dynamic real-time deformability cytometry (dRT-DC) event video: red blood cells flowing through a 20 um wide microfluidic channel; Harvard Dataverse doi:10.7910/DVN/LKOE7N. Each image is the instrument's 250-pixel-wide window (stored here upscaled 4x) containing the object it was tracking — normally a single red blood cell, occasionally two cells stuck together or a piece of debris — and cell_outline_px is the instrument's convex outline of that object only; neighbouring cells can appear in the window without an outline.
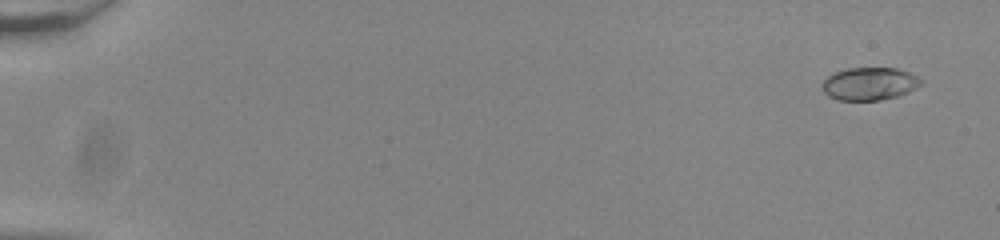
{"species": "common noctule bat (a hibernating species)", "species_latin": "Nyctalus noctula", "temperature_condition": "room temperature", "stored_images_in_passage": 55, "camera_frame_rate_fps": 3000, "um_per_image_px": 0.085, "animal": {"sex": "male", "body_mass_g": 20.0, "forearm_length_mm": 53.3}, "frame": {"image": 1, "passage_image": 3, "time_ms": 0.667, "image_size_px": [1000, 240], "cell_outline_px": [[924, 84], [908, 92], [896, 96], [880, 100], [840, 100], [828, 96], [824, 92], [824, 80], [828, 76], [836, 72], [848, 68], [900, 68], [924, 80]], "centroid_in_image_um": [73.97, 7.11], "position_along_channel_um": 11.0, "area_um2": 18.79}}
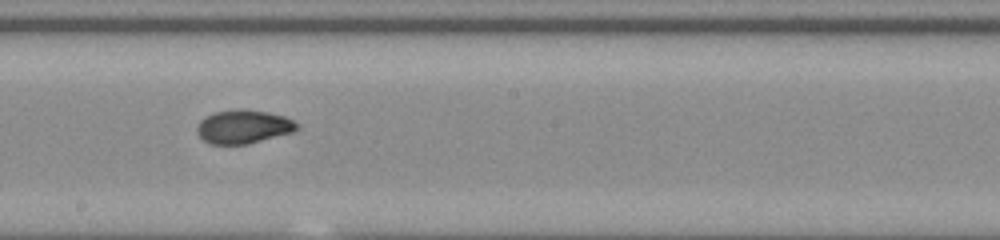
{"frame": {"image": 2, "passage_image": 33, "time_ms": 10.667, "image_size_px": [1000, 240], "cell_outline_px": [[300, 128], [292, 132], [248, 144], [208, 144], [196, 132], [196, 128], [200, 120], [212, 112], [240, 108], [244, 108], [268, 112], [284, 116], [300, 124]], "centroid_in_image_um": [20.68, 10.75], "position_along_channel_um": 227.5, "area_um2": 19.83}}
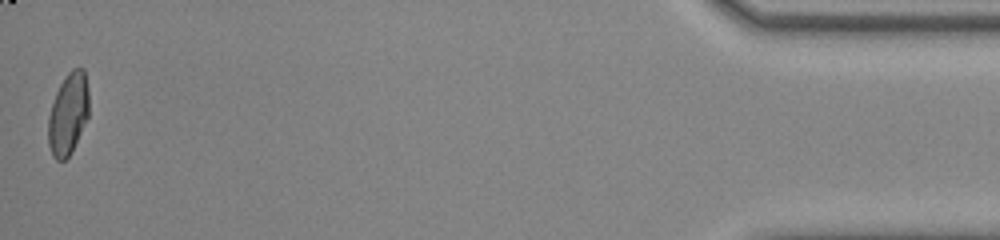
{"frame": {"image": 3, "passage_image": 55, "time_ms": 18.0, "image_size_px": [1000, 240], "cell_outline_px": [[88, 116], [72, 152], [64, 160], [56, 160], [52, 156], [48, 144], [48, 116], [56, 92], [60, 84], [68, 72], [72, 68], [84, 68], [88, 92]], "centroid_in_image_um": [5.78, 9.69], "position_along_channel_um": 429.4, "area_um2": 19.36}, "authors_computed_cell_mechanics": {"area_um2": 19.4208, "velocity_mm_per_s": 3.8669, "shape_relaxation_time_tau1_ms": 6.6227, "shape_relaxation_time_tau2_ms": 0.8163, "deformation_change_tau1": 0.2189, "deformation_change_tau2": 0.0405}}